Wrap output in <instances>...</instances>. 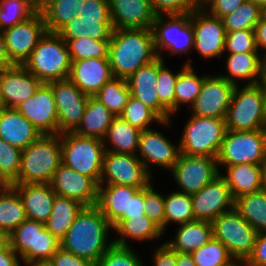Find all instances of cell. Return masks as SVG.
I'll return each instance as SVG.
<instances>
[{
  "label": "cell",
  "mask_w": 266,
  "mask_h": 266,
  "mask_svg": "<svg viewBox=\"0 0 266 266\" xmlns=\"http://www.w3.org/2000/svg\"><path fill=\"white\" fill-rule=\"evenodd\" d=\"M261 18L266 20V7L261 9Z\"/></svg>",
  "instance_id": "34e18365"
},
{
  "label": "cell",
  "mask_w": 266,
  "mask_h": 266,
  "mask_svg": "<svg viewBox=\"0 0 266 266\" xmlns=\"http://www.w3.org/2000/svg\"><path fill=\"white\" fill-rule=\"evenodd\" d=\"M266 157V130H226L217 157L218 167L261 164Z\"/></svg>",
  "instance_id": "8fae6325"
},
{
  "label": "cell",
  "mask_w": 266,
  "mask_h": 266,
  "mask_svg": "<svg viewBox=\"0 0 266 266\" xmlns=\"http://www.w3.org/2000/svg\"><path fill=\"white\" fill-rule=\"evenodd\" d=\"M262 84L264 85L265 90H266V62H265L264 71H263V80H262Z\"/></svg>",
  "instance_id": "753ad0ef"
},
{
  "label": "cell",
  "mask_w": 266,
  "mask_h": 266,
  "mask_svg": "<svg viewBox=\"0 0 266 266\" xmlns=\"http://www.w3.org/2000/svg\"><path fill=\"white\" fill-rule=\"evenodd\" d=\"M20 195L27 219L46 223L51 212L56 193L47 183L11 184Z\"/></svg>",
  "instance_id": "f1b7e54d"
},
{
  "label": "cell",
  "mask_w": 266,
  "mask_h": 266,
  "mask_svg": "<svg viewBox=\"0 0 266 266\" xmlns=\"http://www.w3.org/2000/svg\"><path fill=\"white\" fill-rule=\"evenodd\" d=\"M140 188L128 185L99 184L95 207L102 212L111 224L113 231L124 219L128 218L130 196Z\"/></svg>",
  "instance_id": "cb8c5ba5"
},
{
  "label": "cell",
  "mask_w": 266,
  "mask_h": 266,
  "mask_svg": "<svg viewBox=\"0 0 266 266\" xmlns=\"http://www.w3.org/2000/svg\"><path fill=\"white\" fill-rule=\"evenodd\" d=\"M23 66L42 83L68 79L71 70L68 45L57 33L46 32Z\"/></svg>",
  "instance_id": "277c9868"
},
{
  "label": "cell",
  "mask_w": 266,
  "mask_h": 266,
  "mask_svg": "<svg viewBox=\"0 0 266 266\" xmlns=\"http://www.w3.org/2000/svg\"><path fill=\"white\" fill-rule=\"evenodd\" d=\"M144 209L145 216L164 233V195L153 188V183L144 188Z\"/></svg>",
  "instance_id": "f5cc1de1"
},
{
  "label": "cell",
  "mask_w": 266,
  "mask_h": 266,
  "mask_svg": "<svg viewBox=\"0 0 266 266\" xmlns=\"http://www.w3.org/2000/svg\"><path fill=\"white\" fill-rule=\"evenodd\" d=\"M113 78L108 58L71 61L69 78L84 94L95 96Z\"/></svg>",
  "instance_id": "d4e9b609"
},
{
  "label": "cell",
  "mask_w": 266,
  "mask_h": 266,
  "mask_svg": "<svg viewBox=\"0 0 266 266\" xmlns=\"http://www.w3.org/2000/svg\"><path fill=\"white\" fill-rule=\"evenodd\" d=\"M23 266H55L51 260H37L23 264Z\"/></svg>",
  "instance_id": "003e7915"
},
{
  "label": "cell",
  "mask_w": 266,
  "mask_h": 266,
  "mask_svg": "<svg viewBox=\"0 0 266 266\" xmlns=\"http://www.w3.org/2000/svg\"><path fill=\"white\" fill-rule=\"evenodd\" d=\"M130 94L154 110L163 120L172 116L160 105L157 93L158 58L140 67L127 80Z\"/></svg>",
  "instance_id": "4316f807"
},
{
  "label": "cell",
  "mask_w": 266,
  "mask_h": 266,
  "mask_svg": "<svg viewBox=\"0 0 266 266\" xmlns=\"http://www.w3.org/2000/svg\"><path fill=\"white\" fill-rule=\"evenodd\" d=\"M226 129L266 130V90L262 83L234 87L226 116Z\"/></svg>",
  "instance_id": "5b68a950"
},
{
  "label": "cell",
  "mask_w": 266,
  "mask_h": 266,
  "mask_svg": "<svg viewBox=\"0 0 266 266\" xmlns=\"http://www.w3.org/2000/svg\"><path fill=\"white\" fill-rule=\"evenodd\" d=\"M217 158L179 154L171 176L178 191L193 195L220 175Z\"/></svg>",
  "instance_id": "5bb4252c"
},
{
  "label": "cell",
  "mask_w": 266,
  "mask_h": 266,
  "mask_svg": "<svg viewBox=\"0 0 266 266\" xmlns=\"http://www.w3.org/2000/svg\"><path fill=\"white\" fill-rule=\"evenodd\" d=\"M3 32L5 49L12 65H23L31 56L33 49L47 32L45 20L39 10L24 22Z\"/></svg>",
  "instance_id": "9a60e30c"
},
{
  "label": "cell",
  "mask_w": 266,
  "mask_h": 266,
  "mask_svg": "<svg viewBox=\"0 0 266 266\" xmlns=\"http://www.w3.org/2000/svg\"><path fill=\"white\" fill-rule=\"evenodd\" d=\"M85 0H46L40 9L47 32L57 33L65 24L77 18Z\"/></svg>",
  "instance_id": "74e56055"
},
{
  "label": "cell",
  "mask_w": 266,
  "mask_h": 266,
  "mask_svg": "<svg viewBox=\"0 0 266 266\" xmlns=\"http://www.w3.org/2000/svg\"><path fill=\"white\" fill-rule=\"evenodd\" d=\"M221 19L226 32L255 29L261 19V8L254 1L246 0L234 12Z\"/></svg>",
  "instance_id": "f6af8a7d"
},
{
  "label": "cell",
  "mask_w": 266,
  "mask_h": 266,
  "mask_svg": "<svg viewBox=\"0 0 266 266\" xmlns=\"http://www.w3.org/2000/svg\"><path fill=\"white\" fill-rule=\"evenodd\" d=\"M62 164L61 134H44L21 153V167L12 184H49Z\"/></svg>",
  "instance_id": "3957f363"
},
{
  "label": "cell",
  "mask_w": 266,
  "mask_h": 266,
  "mask_svg": "<svg viewBox=\"0 0 266 266\" xmlns=\"http://www.w3.org/2000/svg\"><path fill=\"white\" fill-rule=\"evenodd\" d=\"M50 260L55 266H94L90 261L67 252L61 247Z\"/></svg>",
  "instance_id": "6f0895ef"
},
{
  "label": "cell",
  "mask_w": 266,
  "mask_h": 266,
  "mask_svg": "<svg viewBox=\"0 0 266 266\" xmlns=\"http://www.w3.org/2000/svg\"><path fill=\"white\" fill-rule=\"evenodd\" d=\"M200 5H202L206 0H196Z\"/></svg>",
  "instance_id": "2a66077c"
},
{
  "label": "cell",
  "mask_w": 266,
  "mask_h": 266,
  "mask_svg": "<svg viewBox=\"0 0 266 266\" xmlns=\"http://www.w3.org/2000/svg\"><path fill=\"white\" fill-rule=\"evenodd\" d=\"M27 219L22 199L10 185L0 190V228L10 234Z\"/></svg>",
  "instance_id": "ab89813d"
},
{
  "label": "cell",
  "mask_w": 266,
  "mask_h": 266,
  "mask_svg": "<svg viewBox=\"0 0 266 266\" xmlns=\"http://www.w3.org/2000/svg\"><path fill=\"white\" fill-rule=\"evenodd\" d=\"M176 266H197L194 262L193 256L189 253H178Z\"/></svg>",
  "instance_id": "e7e4bbea"
},
{
  "label": "cell",
  "mask_w": 266,
  "mask_h": 266,
  "mask_svg": "<svg viewBox=\"0 0 266 266\" xmlns=\"http://www.w3.org/2000/svg\"><path fill=\"white\" fill-rule=\"evenodd\" d=\"M254 1L261 9L266 7V0H252Z\"/></svg>",
  "instance_id": "8c879c8a"
},
{
  "label": "cell",
  "mask_w": 266,
  "mask_h": 266,
  "mask_svg": "<svg viewBox=\"0 0 266 266\" xmlns=\"http://www.w3.org/2000/svg\"><path fill=\"white\" fill-rule=\"evenodd\" d=\"M153 252L154 266H176L177 252L166 242L161 244Z\"/></svg>",
  "instance_id": "680465c9"
},
{
  "label": "cell",
  "mask_w": 266,
  "mask_h": 266,
  "mask_svg": "<svg viewBox=\"0 0 266 266\" xmlns=\"http://www.w3.org/2000/svg\"><path fill=\"white\" fill-rule=\"evenodd\" d=\"M152 182V175L136 154L106 150L99 184L128 185L142 189Z\"/></svg>",
  "instance_id": "4fadbf2b"
},
{
  "label": "cell",
  "mask_w": 266,
  "mask_h": 266,
  "mask_svg": "<svg viewBox=\"0 0 266 266\" xmlns=\"http://www.w3.org/2000/svg\"><path fill=\"white\" fill-rule=\"evenodd\" d=\"M164 61L158 57L157 93L160 105L172 116L175 115V84L181 70L174 73Z\"/></svg>",
  "instance_id": "7dc6e473"
},
{
  "label": "cell",
  "mask_w": 266,
  "mask_h": 266,
  "mask_svg": "<svg viewBox=\"0 0 266 266\" xmlns=\"http://www.w3.org/2000/svg\"><path fill=\"white\" fill-rule=\"evenodd\" d=\"M113 31L109 0H85L77 18L65 24L57 34L66 43L80 38L110 41Z\"/></svg>",
  "instance_id": "8992f818"
},
{
  "label": "cell",
  "mask_w": 266,
  "mask_h": 266,
  "mask_svg": "<svg viewBox=\"0 0 266 266\" xmlns=\"http://www.w3.org/2000/svg\"><path fill=\"white\" fill-rule=\"evenodd\" d=\"M138 255L132 246L113 244L94 266H144Z\"/></svg>",
  "instance_id": "f907efd6"
},
{
  "label": "cell",
  "mask_w": 266,
  "mask_h": 266,
  "mask_svg": "<svg viewBox=\"0 0 266 266\" xmlns=\"http://www.w3.org/2000/svg\"><path fill=\"white\" fill-rule=\"evenodd\" d=\"M42 134L15 108L0 109V138L21 150Z\"/></svg>",
  "instance_id": "f546056e"
},
{
  "label": "cell",
  "mask_w": 266,
  "mask_h": 266,
  "mask_svg": "<svg viewBox=\"0 0 266 266\" xmlns=\"http://www.w3.org/2000/svg\"><path fill=\"white\" fill-rule=\"evenodd\" d=\"M114 117L100 101L94 96H89L81 123L73 132L82 137L103 140Z\"/></svg>",
  "instance_id": "d6a6232c"
},
{
  "label": "cell",
  "mask_w": 266,
  "mask_h": 266,
  "mask_svg": "<svg viewBox=\"0 0 266 266\" xmlns=\"http://www.w3.org/2000/svg\"><path fill=\"white\" fill-rule=\"evenodd\" d=\"M42 135L58 134V116L52 87L43 83L32 97L15 108Z\"/></svg>",
  "instance_id": "d6986e66"
},
{
  "label": "cell",
  "mask_w": 266,
  "mask_h": 266,
  "mask_svg": "<svg viewBox=\"0 0 266 266\" xmlns=\"http://www.w3.org/2000/svg\"><path fill=\"white\" fill-rule=\"evenodd\" d=\"M194 48L203 58H219L224 54L226 31L219 17L199 7L192 12Z\"/></svg>",
  "instance_id": "e0dca14e"
},
{
  "label": "cell",
  "mask_w": 266,
  "mask_h": 266,
  "mask_svg": "<svg viewBox=\"0 0 266 266\" xmlns=\"http://www.w3.org/2000/svg\"><path fill=\"white\" fill-rule=\"evenodd\" d=\"M144 212V188H142L134 196H130L128 218L141 217L145 215Z\"/></svg>",
  "instance_id": "91938a15"
},
{
  "label": "cell",
  "mask_w": 266,
  "mask_h": 266,
  "mask_svg": "<svg viewBox=\"0 0 266 266\" xmlns=\"http://www.w3.org/2000/svg\"><path fill=\"white\" fill-rule=\"evenodd\" d=\"M246 0H206L201 7L210 15L222 18L234 12Z\"/></svg>",
  "instance_id": "11a10c76"
},
{
  "label": "cell",
  "mask_w": 266,
  "mask_h": 266,
  "mask_svg": "<svg viewBox=\"0 0 266 266\" xmlns=\"http://www.w3.org/2000/svg\"><path fill=\"white\" fill-rule=\"evenodd\" d=\"M43 83L23 65L0 70V99L3 107L16 108L34 95Z\"/></svg>",
  "instance_id": "7402d4cb"
},
{
  "label": "cell",
  "mask_w": 266,
  "mask_h": 266,
  "mask_svg": "<svg viewBox=\"0 0 266 266\" xmlns=\"http://www.w3.org/2000/svg\"><path fill=\"white\" fill-rule=\"evenodd\" d=\"M32 4H34L39 10L44 6L46 0H29Z\"/></svg>",
  "instance_id": "89a4df30"
},
{
  "label": "cell",
  "mask_w": 266,
  "mask_h": 266,
  "mask_svg": "<svg viewBox=\"0 0 266 266\" xmlns=\"http://www.w3.org/2000/svg\"><path fill=\"white\" fill-rule=\"evenodd\" d=\"M38 11L29 0H0V31L26 21Z\"/></svg>",
  "instance_id": "ee69618b"
},
{
  "label": "cell",
  "mask_w": 266,
  "mask_h": 266,
  "mask_svg": "<svg viewBox=\"0 0 266 266\" xmlns=\"http://www.w3.org/2000/svg\"><path fill=\"white\" fill-rule=\"evenodd\" d=\"M56 195L79 201L84 206H95L98 184L89 176L78 173L63 163L50 181Z\"/></svg>",
  "instance_id": "603a6c76"
},
{
  "label": "cell",
  "mask_w": 266,
  "mask_h": 266,
  "mask_svg": "<svg viewBox=\"0 0 266 266\" xmlns=\"http://www.w3.org/2000/svg\"><path fill=\"white\" fill-rule=\"evenodd\" d=\"M141 131L121 116H115L103 139L105 149L122 154H136Z\"/></svg>",
  "instance_id": "836d02e7"
},
{
  "label": "cell",
  "mask_w": 266,
  "mask_h": 266,
  "mask_svg": "<svg viewBox=\"0 0 266 266\" xmlns=\"http://www.w3.org/2000/svg\"><path fill=\"white\" fill-rule=\"evenodd\" d=\"M245 263L247 266H266V232L258 233L253 252Z\"/></svg>",
  "instance_id": "9f6ffc18"
},
{
  "label": "cell",
  "mask_w": 266,
  "mask_h": 266,
  "mask_svg": "<svg viewBox=\"0 0 266 266\" xmlns=\"http://www.w3.org/2000/svg\"><path fill=\"white\" fill-rule=\"evenodd\" d=\"M8 185L0 177V190L6 188Z\"/></svg>",
  "instance_id": "11e5206c"
},
{
  "label": "cell",
  "mask_w": 266,
  "mask_h": 266,
  "mask_svg": "<svg viewBox=\"0 0 266 266\" xmlns=\"http://www.w3.org/2000/svg\"><path fill=\"white\" fill-rule=\"evenodd\" d=\"M261 190L266 193V157L261 163Z\"/></svg>",
  "instance_id": "03108f58"
},
{
  "label": "cell",
  "mask_w": 266,
  "mask_h": 266,
  "mask_svg": "<svg viewBox=\"0 0 266 266\" xmlns=\"http://www.w3.org/2000/svg\"><path fill=\"white\" fill-rule=\"evenodd\" d=\"M228 266H247L245 261L235 260L233 263H231Z\"/></svg>",
  "instance_id": "2644e50d"
},
{
  "label": "cell",
  "mask_w": 266,
  "mask_h": 266,
  "mask_svg": "<svg viewBox=\"0 0 266 266\" xmlns=\"http://www.w3.org/2000/svg\"><path fill=\"white\" fill-rule=\"evenodd\" d=\"M224 174L220 176L228 185L233 199L261 190V164L244 163L224 166Z\"/></svg>",
  "instance_id": "4dcf8cb0"
},
{
  "label": "cell",
  "mask_w": 266,
  "mask_h": 266,
  "mask_svg": "<svg viewBox=\"0 0 266 266\" xmlns=\"http://www.w3.org/2000/svg\"><path fill=\"white\" fill-rule=\"evenodd\" d=\"M254 30L257 49L261 56L266 60V20L261 18Z\"/></svg>",
  "instance_id": "94428289"
},
{
  "label": "cell",
  "mask_w": 266,
  "mask_h": 266,
  "mask_svg": "<svg viewBox=\"0 0 266 266\" xmlns=\"http://www.w3.org/2000/svg\"><path fill=\"white\" fill-rule=\"evenodd\" d=\"M3 107V105H2V102H1V99H0V109Z\"/></svg>",
  "instance_id": "b9fcfbb0"
},
{
  "label": "cell",
  "mask_w": 266,
  "mask_h": 266,
  "mask_svg": "<svg viewBox=\"0 0 266 266\" xmlns=\"http://www.w3.org/2000/svg\"><path fill=\"white\" fill-rule=\"evenodd\" d=\"M130 96L127 81L113 77L101 87L94 97L108 108L114 116H120Z\"/></svg>",
  "instance_id": "b9f144b4"
},
{
  "label": "cell",
  "mask_w": 266,
  "mask_h": 266,
  "mask_svg": "<svg viewBox=\"0 0 266 266\" xmlns=\"http://www.w3.org/2000/svg\"><path fill=\"white\" fill-rule=\"evenodd\" d=\"M192 66L191 59H187V62L182 65L181 71L178 74L175 84V114L179 109L181 110L180 107L182 105H187L189 108L192 106L207 76L197 75V72L194 71L195 68Z\"/></svg>",
  "instance_id": "8d00e7d4"
},
{
  "label": "cell",
  "mask_w": 266,
  "mask_h": 266,
  "mask_svg": "<svg viewBox=\"0 0 266 266\" xmlns=\"http://www.w3.org/2000/svg\"><path fill=\"white\" fill-rule=\"evenodd\" d=\"M9 245L25 264L50 260L60 248V240L46 229L44 223L26 219L9 234Z\"/></svg>",
  "instance_id": "30bf717a"
},
{
  "label": "cell",
  "mask_w": 266,
  "mask_h": 266,
  "mask_svg": "<svg viewBox=\"0 0 266 266\" xmlns=\"http://www.w3.org/2000/svg\"><path fill=\"white\" fill-rule=\"evenodd\" d=\"M157 58L151 28L114 29L108 53L113 77L127 80Z\"/></svg>",
  "instance_id": "7a4b0ae2"
},
{
  "label": "cell",
  "mask_w": 266,
  "mask_h": 266,
  "mask_svg": "<svg viewBox=\"0 0 266 266\" xmlns=\"http://www.w3.org/2000/svg\"><path fill=\"white\" fill-rule=\"evenodd\" d=\"M156 129L141 131L136 156L151 174V164L170 172L176 163L179 154V145H174L169 138Z\"/></svg>",
  "instance_id": "44dd1931"
},
{
  "label": "cell",
  "mask_w": 266,
  "mask_h": 266,
  "mask_svg": "<svg viewBox=\"0 0 266 266\" xmlns=\"http://www.w3.org/2000/svg\"><path fill=\"white\" fill-rule=\"evenodd\" d=\"M266 60L259 52L227 54L225 59L226 74L218 73L234 86L239 81L247 82L245 85L262 83Z\"/></svg>",
  "instance_id": "83f0119b"
},
{
  "label": "cell",
  "mask_w": 266,
  "mask_h": 266,
  "mask_svg": "<svg viewBox=\"0 0 266 266\" xmlns=\"http://www.w3.org/2000/svg\"><path fill=\"white\" fill-rule=\"evenodd\" d=\"M83 207L79 201L55 195L52 212L45 223L46 229L61 240Z\"/></svg>",
  "instance_id": "d590c367"
},
{
  "label": "cell",
  "mask_w": 266,
  "mask_h": 266,
  "mask_svg": "<svg viewBox=\"0 0 266 266\" xmlns=\"http://www.w3.org/2000/svg\"><path fill=\"white\" fill-rule=\"evenodd\" d=\"M113 232L119 234V238L113 239L114 244L122 247H130L127 239L136 242L156 241L164 235L161 229L145 215L124 219Z\"/></svg>",
  "instance_id": "e575fe53"
},
{
  "label": "cell",
  "mask_w": 266,
  "mask_h": 266,
  "mask_svg": "<svg viewBox=\"0 0 266 266\" xmlns=\"http://www.w3.org/2000/svg\"><path fill=\"white\" fill-rule=\"evenodd\" d=\"M120 116L140 131L150 129L151 123L170 127L172 121L171 119L163 120L154 110L133 96H130Z\"/></svg>",
  "instance_id": "7bdbcfd3"
},
{
  "label": "cell",
  "mask_w": 266,
  "mask_h": 266,
  "mask_svg": "<svg viewBox=\"0 0 266 266\" xmlns=\"http://www.w3.org/2000/svg\"><path fill=\"white\" fill-rule=\"evenodd\" d=\"M61 151L65 166L91 177L99 185L106 152L103 140L64 132L61 133Z\"/></svg>",
  "instance_id": "ba28073f"
},
{
  "label": "cell",
  "mask_w": 266,
  "mask_h": 266,
  "mask_svg": "<svg viewBox=\"0 0 266 266\" xmlns=\"http://www.w3.org/2000/svg\"><path fill=\"white\" fill-rule=\"evenodd\" d=\"M234 85L219 74L207 75L190 107L192 115L226 120Z\"/></svg>",
  "instance_id": "ac0fdd59"
},
{
  "label": "cell",
  "mask_w": 266,
  "mask_h": 266,
  "mask_svg": "<svg viewBox=\"0 0 266 266\" xmlns=\"http://www.w3.org/2000/svg\"><path fill=\"white\" fill-rule=\"evenodd\" d=\"M234 208L258 232H266V193L262 190L235 199Z\"/></svg>",
  "instance_id": "f35d334b"
},
{
  "label": "cell",
  "mask_w": 266,
  "mask_h": 266,
  "mask_svg": "<svg viewBox=\"0 0 266 266\" xmlns=\"http://www.w3.org/2000/svg\"><path fill=\"white\" fill-rule=\"evenodd\" d=\"M21 153V149L0 138V177L7 185L17 179L21 167Z\"/></svg>",
  "instance_id": "681fc988"
},
{
  "label": "cell",
  "mask_w": 266,
  "mask_h": 266,
  "mask_svg": "<svg viewBox=\"0 0 266 266\" xmlns=\"http://www.w3.org/2000/svg\"><path fill=\"white\" fill-rule=\"evenodd\" d=\"M151 29L156 54L162 59L166 51L172 57L188 54L194 48L192 12L156 15Z\"/></svg>",
  "instance_id": "9c48e42d"
},
{
  "label": "cell",
  "mask_w": 266,
  "mask_h": 266,
  "mask_svg": "<svg viewBox=\"0 0 266 266\" xmlns=\"http://www.w3.org/2000/svg\"><path fill=\"white\" fill-rule=\"evenodd\" d=\"M226 130L224 119L191 115L178 144L180 153L217 158Z\"/></svg>",
  "instance_id": "52a82bcc"
},
{
  "label": "cell",
  "mask_w": 266,
  "mask_h": 266,
  "mask_svg": "<svg viewBox=\"0 0 266 266\" xmlns=\"http://www.w3.org/2000/svg\"><path fill=\"white\" fill-rule=\"evenodd\" d=\"M12 66L5 49V39L3 32L0 31V70Z\"/></svg>",
  "instance_id": "be15d7a7"
},
{
  "label": "cell",
  "mask_w": 266,
  "mask_h": 266,
  "mask_svg": "<svg viewBox=\"0 0 266 266\" xmlns=\"http://www.w3.org/2000/svg\"><path fill=\"white\" fill-rule=\"evenodd\" d=\"M164 210V233L170 223L180 225L195 220L191 195L177 190L164 195Z\"/></svg>",
  "instance_id": "60d3db41"
},
{
  "label": "cell",
  "mask_w": 266,
  "mask_h": 266,
  "mask_svg": "<svg viewBox=\"0 0 266 266\" xmlns=\"http://www.w3.org/2000/svg\"><path fill=\"white\" fill-rule=\"evenodd\" d=\"M156 15L191 13L201 7L196 0H150Z\"/></svg>",
  "instance_id": "db71d44e"
},
{
  "label": "cell",
  "mask_w": 266,
  "mask_h": 266,
  "mask_svg": "<svg viewBox=\"0 0 266 266\" xmlns=\"http://www.w3.org/2000/svg\"><path fill=\"white\" fill-rule=\"evenodd\" d=\"M191 255L197 266H228L235 261L227 247L215 237Z\"/></svg>",
  "instance_id": "bcb514c9"
},
{
  "label": "cell",
  "mask_w": 266,
  "mask_h": 266,
  "mask_svg": "<svg viewBox=\"0 0 266 266\" xmlns=\"http://www.w3.org/2000/svg\"><path fill=\"white\" fill-rule=\"evenodd\" d=\"M48 84L52 87L54 94L58 134L73 132L81 123L89 96L84 94L70 79Z\"/></svg>",
  "instance_id": "2e32d148"
},
{
  "label": "cell",
  "mask_w": 266,
  "mask_h": 266,
  "mask_svg": "<svg viewBox=\"0 0 266 266\" xmlns=\"http://www.w3.org/2000/svg\"><path fill=\"white\" fill-rule=\"evenodd\" d=\"M9 245V234L0 228V249Z\"/></svg>",
  "instance_id": "a7ac6f4b"
},
{
  "label": "cell",
  "mask_w": 266,
  "mask_h": 266,
  "mask_svg": "<svg viewBox=\"0 0 266 266\" xmlns=\"http://www.w3.org/2000/svg\"><path fill=\"white\" fill-rule=\"evenodd\" d=\"M110 41H98L92 38L70 40L68 45L71 61L88 58H108Z\"/></svg>",
  "instance_id": "c3c4849f"
},
{
  "label": "cell",
  "mask_w": 266,
  "mask_h": 266,
  "mask_svg": "<svg viewBox=\"0 0 266 266\" xmlns=\"http://www.w3.org/2000/svg\"><path fill=\"white\" fill-rule=\"evenodd\" d=\"M259 52L256 46L255 30L242 29L226 32L224 53Z\"/></svg>",
  "instance_id": "816d5d0a"
},
{
  "label": "cell",
  "mask_w": 266,
  "mask_h": 266,
  "mask_svg": "<svg viewBox=\"0 0 266 266\" xmlns=\"http://www.w3.org/2000/svg\"><path fill=\"white\" fill-rule=\"evenodd\" d=\"M20 260L10 245L0 249V266H23Z\"/></svg>",
  "instance_id": "6125c7cd"
},
{
  "label": "cell",
  "mask_w": 266,
  "mask_h": 266,
  "mask_svg": "<svg viewBox=\"0 0 266 266\" xmlns=\"http://www.w3.org/2000/svg\"><path fill=\"white\" fill-rule=\"evenodd\" d=\"M174 237L166 243L178 253H189L198 250L213 238L212 224L205 220H194L178 225Z\"/></svg>",
  "instance_id": "1f68e13d"
},
{
  "label": "cell",
  "mask_w": 266,
  "mask_h": 266,
  "mask_svg": "<svg viewBox=\"0 0 266 266\" xmlns=\"http://www.w3.org/2000/svg\"><path fill=\"white\" fill-rule=\"evenodd\" d=\"M191 197L195 220L209 222L232 210L235 203L228 185L220 175Z\"/></svg>",
  "instance_id": "ffe728a7"
},
{
  "label": "cell",
  "mask_w": 266,
  "mask_h": 266,
  "mask_svg": "<svg viewBox=\"0 0 266 266\" xmlns=\"http://www.w3.org/2000/svg\"><path fill=\"white\" fill-rule=\"evenodd\" d=\"M213 237L221 241L234 260L246 261L252 254L258 232L233 208L212 222Z\"/></svg>",
  "instance_id": "7c38bea8"
},
{
  "label": "cell",
  "mask_w": 266,
  "mask_h": 266,
  "mask_svg": "<svg viewBox=\"0 0 266 266\" xmlns=\"http://www.w3.org/2000/svg\"><path fill=\"white\" fill-rule=\"evenodd\" d=\"M111 229L101 211L95 206H84L60 240V247L95 265L114 244L109 240Z\"/></svg>",
  "instance_id": "6da1fadb"
},
{
  "label": "cell",
  "mask_w": 266,
  "mask_h": 266,
  "mask_svg": "<svg viewBox=\"0 0 266 266\" xmlns=\"http://www.w3.org/2000/svg\"><path fill=\"white\" fill-rule=\"evenodd\" d=\"M114 29H149L156 14L150 0H109Z\"/></svg>",
  "instance_id": "484cf974"
}]
</instances>
